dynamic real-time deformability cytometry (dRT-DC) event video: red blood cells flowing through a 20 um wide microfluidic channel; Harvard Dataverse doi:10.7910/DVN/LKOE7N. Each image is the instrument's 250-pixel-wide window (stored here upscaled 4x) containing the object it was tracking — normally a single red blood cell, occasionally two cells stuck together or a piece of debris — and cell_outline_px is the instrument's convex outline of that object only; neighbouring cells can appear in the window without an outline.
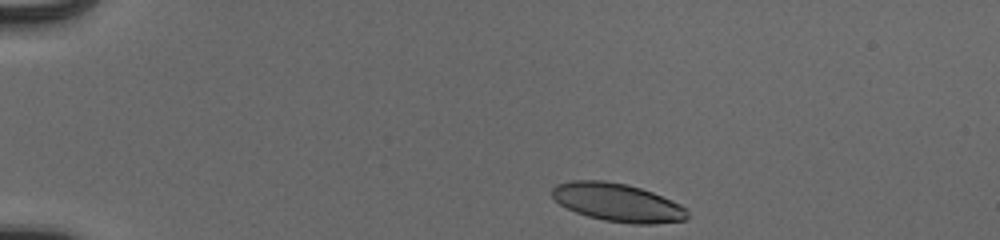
{"species": "human", "species_latin": "Homo sapiens", "temperature_condition": "cold", "stored_images_in_passage": 44, "camera_frame_rate_fps": 3000, "um_per_image_px": 0.085, "donor": {"sex": "male"}, "frame": {"image": 1, "passage_image": 1, "time_ms": 0.0, "image_size_px": [1000, 240], "cell_outline_px": [[688, 220], [652, 224], [632, 224], [604, 220], [588, 216], [576, 212], [560, 204], [552, 196], [552, 188], [556, 184], [572, 180], [604, 180], [628, 184], [652, 192], [672, 200], [688, 208]], "centroid_in_image_um": [52.53, 17.21], "position_along_channel_um": 32.5, "area_um2": 30.29}}
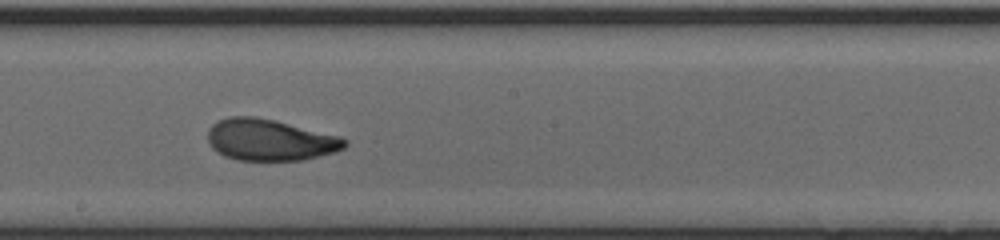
{"frame": {"image": 2, "passage_image": 22, "time_ms": 7.0, "image_size_px": [1000, 240], "cell_outline_px": [[348, 144], [344, 148], [332, 152], [304, 160], [236, 160], [224, 156], [216, 152], [212, 148], [208, 140], [208, 128], [212, 124], [228, 116], [256, 116], [276, 120], [340, 136], [348, 140]], "centroid_in_image_um": [22.92, 11.88], "position_along_channel_um": 225.3, "area_um2": 33.29}}
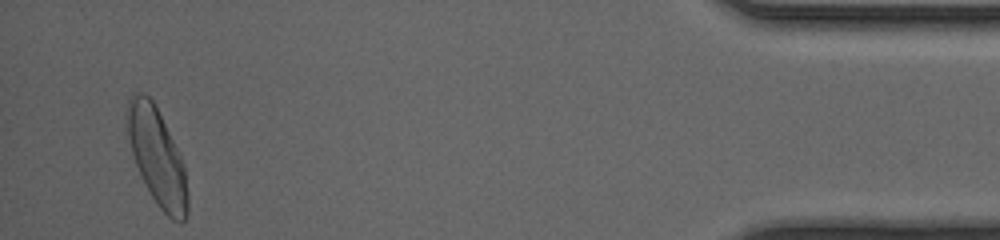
{"frame": {"image": 3, "passage_image": 42, "time_ms": 13.667, "image_size_px": [1000, 240], "cell_outline_px": [[188, 212], [184, 220], [180, 224], [172, 220], [156, 204], [136, 164], [132, 152], [128, 136], [124, 116], [128, 100], [136, 92], [140, 92], [148, 96], [156, 104], [184, 164], [188, 192]], "centroid_in_image_um": [13.35, 13.31], "position_along_channel_um": 421.9, "area_um2": 34.16}, "authors_computed_cell_mechanics": {"area_um2": 32.6859, "velocity_mm_per_s": 3.924, "shape_relaxation_time_tau1_ms": 5.4622, "shape_relaxation_time_tau2_ms": 1.3507, "deformation_change_tau1": 0.1944, "deformation_change_tau2": 0.072}}